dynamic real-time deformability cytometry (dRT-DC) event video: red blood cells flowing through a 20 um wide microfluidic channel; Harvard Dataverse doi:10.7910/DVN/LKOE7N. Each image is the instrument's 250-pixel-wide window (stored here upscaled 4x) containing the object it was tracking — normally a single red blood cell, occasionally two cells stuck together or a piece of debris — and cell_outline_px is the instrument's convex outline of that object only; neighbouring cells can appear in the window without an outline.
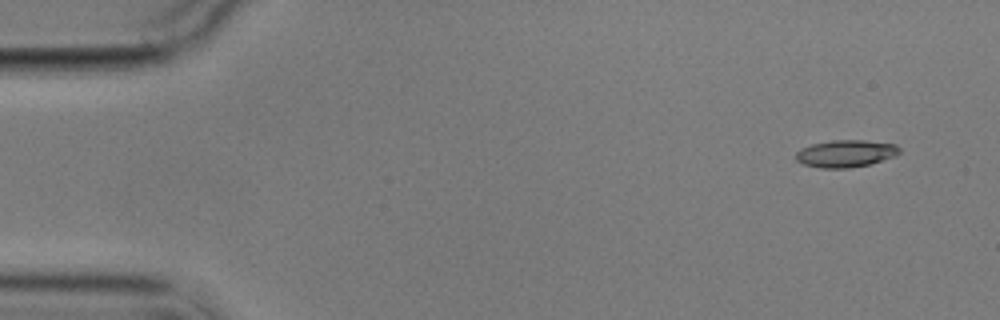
{"species": "common noctule bat (a hibernating species)", "species_latin": "Nyctalus noctula", "temperature_condition": "cold", "stored_images_in_passage": 5, "camera_frame_rate_fps": 3000, "um_per_image_px": 0.085, "animal": {"sex": "male", "body_mass_g": 17.9}, "frame": {"image": 1, "passage_image": 2, "time_ms": 1.0, "image_size_px": [1000, 320], "cell_outline_px": [[900, 152], [896, 156], [868, 164], [848, 168], [820, 168], [804, 164], [796, 160], [796, 152], [800, 148], [812, 144], [832, 140], [864, 140], [896, 144], [900, 148]], "centroid_in_image_um": [71.88, 13.04], "position_along_channel_um": 13.1, "area_um2": 16.42}}
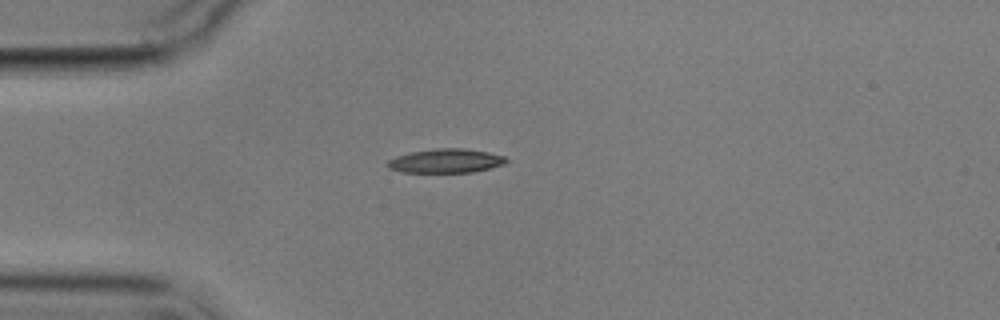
{"frame": {"image": 2, "passage_image": 5, "time_ms": 4.667, "image_size_px": [1000, 320], "cell_outline_px": [[508, 160], [504, 164], [472, 172], [400, 172], [388, 168], [384, 164], [388, 160], [396, 156], [408, 152], [436, 148], [464, 148], [488, 152], [504, 156]], "centroid_in_image_um": [37.83, 13.67], "position_along_channel_um": 47.2, "area_um2": 16.7}}